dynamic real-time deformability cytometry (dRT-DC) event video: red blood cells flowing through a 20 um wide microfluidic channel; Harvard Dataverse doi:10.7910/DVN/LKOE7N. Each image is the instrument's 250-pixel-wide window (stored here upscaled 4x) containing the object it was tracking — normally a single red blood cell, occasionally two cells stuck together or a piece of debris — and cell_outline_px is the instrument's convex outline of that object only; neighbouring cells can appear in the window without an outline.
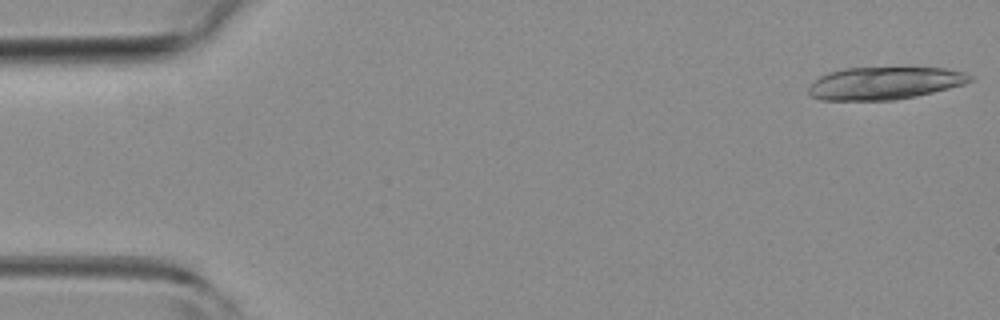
{"species": "common noctule bat (a hibernating species)", "species_latin": "Nyctalus noctula", "temperature_condition": "room temperature", "stored_images_in_passage": 8, "camera_frame_rate_fps": 3000, "um_per_image_px": 0.085, "animal": {"sex": "female", "body_mass_g": 19.3, "forearm_length_mm": 54.1}, "frame": {"image": 1, "passage_image": 1, "time_ms": 0.0, "image_size_px": [1000, 320], "cell_outline_px": [[972, 80], [964, 84], [916, 96], [896, 100], [820, 100], [812, 96], [808, 92], [808, 88], [820, 76], [828, 72], [844, 68], [944, 68], [964, 72], [972, 76]], "centroid_in_image_um": [75.17, 7.07], "position_along_channel_um": 9.8, "area_um2": 30.4}}